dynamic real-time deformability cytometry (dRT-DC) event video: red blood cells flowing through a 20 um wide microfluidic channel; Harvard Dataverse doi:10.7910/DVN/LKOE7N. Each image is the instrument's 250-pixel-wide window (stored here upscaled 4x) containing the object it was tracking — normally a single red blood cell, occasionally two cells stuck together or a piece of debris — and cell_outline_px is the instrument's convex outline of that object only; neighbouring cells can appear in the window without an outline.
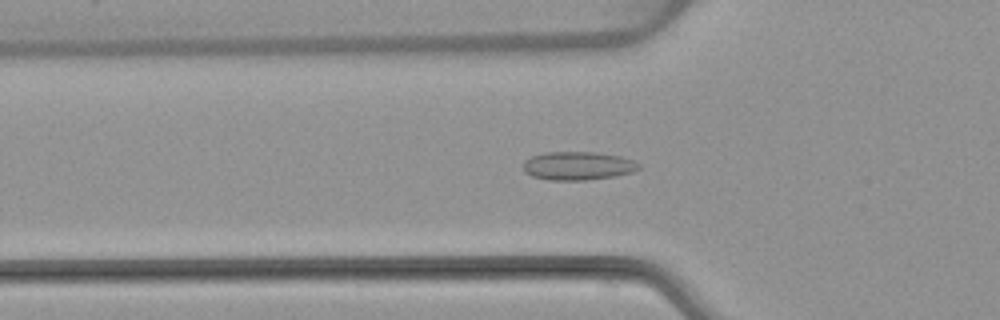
{"species": "common noctule bat (a hibernating species)", "species_latin": "Nyctalus noctula", "temperature_condition": "warm", "stored_images_in_passage": 53, "camera_frame_rate_fps": 3000, "um_per_image_px": 0.085, "animal": {"sex": "female", "body_mass_g": 22.7, "forearm_length_mm": 54.2}, "frame": {"image": 1, "passage_image": 18, "time_ms": 5.667, "image_size_px": [1000, 320], "cell_outline_px": [[640, 168], [632, 172], [616, 176], [584, 180], [548, 180], [532, 176], [524, 172], [524, 160], [532, 156], [544, 152], [596, 152], [620, 156], [632, 160], [640, 164]], "centroid_in_image_um": [49.11, 14.09], "position_along_channel_um": 76.7, "area_um2": 19.19}}
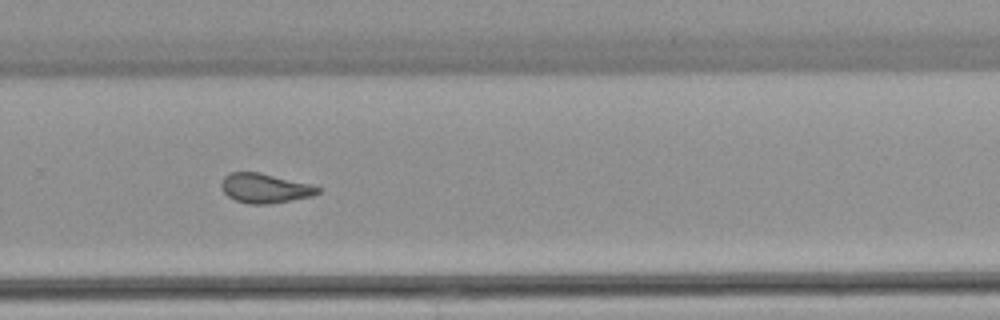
{"frame": {"image": 2, "passage_image": 36, "time_ms": 11.667, "image_size_px": [1000, 320], "cell_outline_px": [[320, 192], [312, 196], [272, 204], [248, 204], [236, 200], [228, 196], [224, 192], [220, 184], [224, 176], [228, 172], [260, 172], [308, 184], [320, 188]], "centroid_in_image_um": [22.48, 16.0], "position_along_channel_um": 307.3, "area_um2": 16.53}}
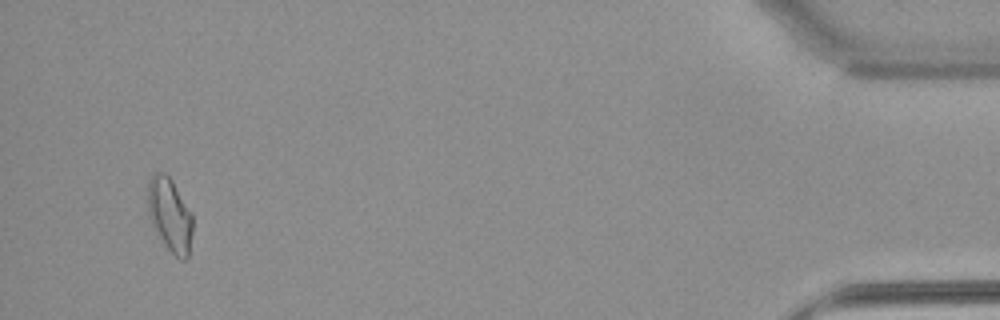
{"frame": {"image": 3, "passage_image": 51, "time_ms": 16.667, "image_size_px": [1000, 320], "cell_outline_px": [[192, 232], [188, 256], [184, 260], [180, 260], [164, 244], [152, 224], [148, 212], [148, 180], [152, 172], [164, 172], [172, 180], [192, 212]], "centroid_in_image_um": [14.43, 18.22], "position_along_channel_um": 420.8, "area_um2": 19.25}, "authors_computed_cell_mechanics": {"area_um2": 17.1088, "velocity_mm_per_s": 3.84, "shape_relaxation_time_tau1_ms": null, "shape_relaxation_time_tau2_ms": 1.5223, "deformation_change_tau1": null, "deformation_change_tau2": 0.0755}}